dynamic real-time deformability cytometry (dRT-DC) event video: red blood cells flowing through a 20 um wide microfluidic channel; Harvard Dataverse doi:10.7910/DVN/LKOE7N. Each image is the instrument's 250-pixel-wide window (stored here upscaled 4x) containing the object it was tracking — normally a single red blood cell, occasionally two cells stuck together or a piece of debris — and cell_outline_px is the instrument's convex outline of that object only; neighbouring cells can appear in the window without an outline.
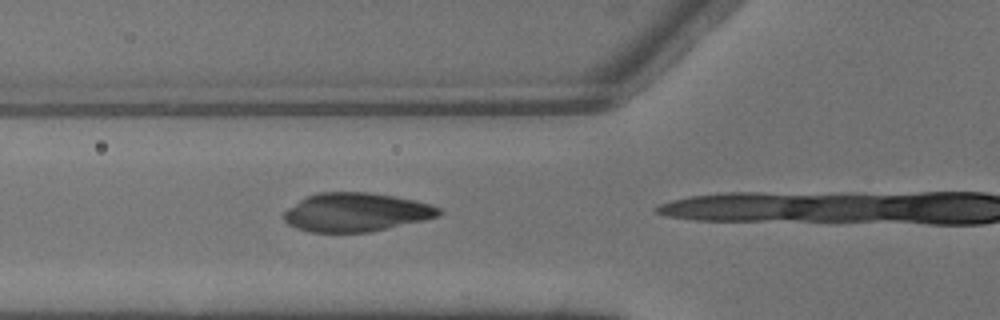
{"species": "common noctule bat (a hibernating species)", "species_latin": "Nyctalus noctula", "temperature_condition": "warm", "stored_images_in_passage": 3, "camera_frame_rate_fps": 3000, "um_per_image_px": 0.085, "animal": {"sex": "male", "body_mass_g": 13.3}, "frame": {"image": 1, "passage_image": 2, "time_ms": 0.333, "image_size_px": [1000, 320], "cell_outline_px": [[444, 212], [440, 216], [368, 232], [308, 232], [296, 228], [288, 224], [284, 220], [284, 212], [288, 208], [300, 200], [308, 196], [320, 192], [368, 192], [392, 196], [432, 204], [440, 208]], "centroid_in_image_um": [30.26, 18.04], "position_along_channel_um": 95.5, "area_um2": 34.68}}